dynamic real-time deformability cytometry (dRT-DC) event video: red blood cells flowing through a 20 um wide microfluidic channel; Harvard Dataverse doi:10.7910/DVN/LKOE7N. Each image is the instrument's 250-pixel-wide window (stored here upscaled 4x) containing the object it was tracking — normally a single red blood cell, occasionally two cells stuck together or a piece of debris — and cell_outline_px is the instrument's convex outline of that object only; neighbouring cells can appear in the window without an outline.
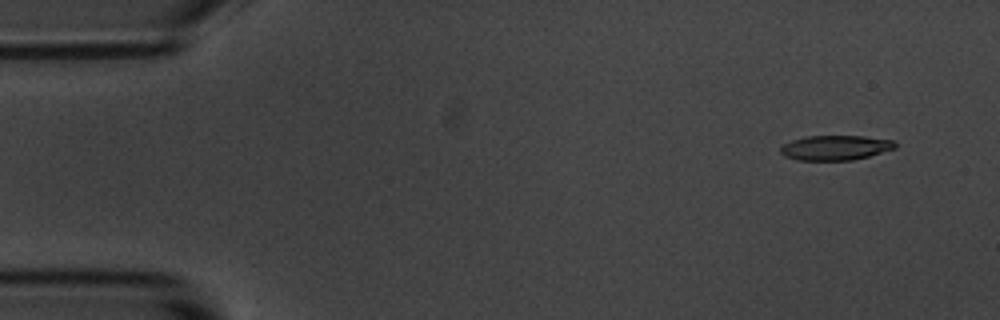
{"species": "common noctule bat (a hibernating species)", "species_latin": "Nyctalus noctula", "temperature_condition": "room temperature", "stored_images_in_passage": 6, "camera_frame_rate_fps": 3000, "um_per_image_px": 0.085, "animal": {"sex": "male", "body_mass_g": 20.1, "forearm_length_mm": 53.5}, "frame": {"image": 1, "passage_image": 1, "time_ms": 0.0, "image_size_px": [1000, 320], "cell_outline_px": [[896, 148], [868, 156], [852, 160], [796, 160], [784, 156], [780, 152], [780, 148], [784, 144], [792, 140], [804, 136], [864, 136], [892, 140], [896, 144]], "centroid_in_image_um": [70.98, 12.55], "position_along_channel_um": 14.0, "area_um2": 16.53}}
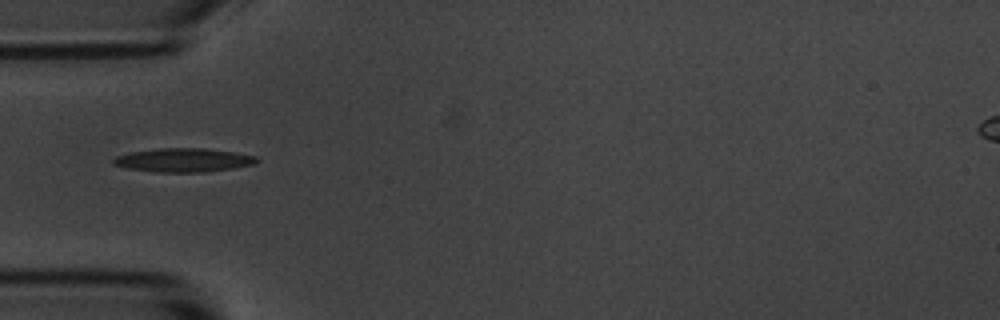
{"frame": {"image": 2, "passage_image": 4, "time_ms": 1.0, "image_size_px": [1000, 320], "cell_outline_px": [[260, 160], [252, 164], [232, 168], [204, 172], [152, 172], [128, 168], [112, 164], [112, 160], [116, 156], [132, 152], [160, 148], [204, 148], [232, 152], [256, 156]], "centroid_in_image_um": [15.57, 13.61], "position_along_channel_um": 69.4, "area_um2": 19.65}}
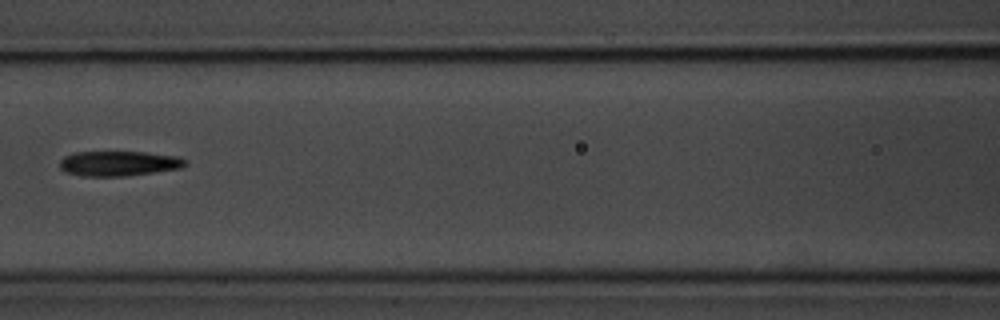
{"frame": {"image": 3, "passage_image": 6, "time_ms": 1.667, "image_size_px": [1000, 320], "cell_outline_px": [[188, 164], [180, 168], [124, 176], [84, 176], [64, 172], [60, 168], [60, 160], [64, 156], [72, 152], [144, 152], [180, 156], [188, 160]], "centroid_in_image_um": [10.1, 13.88], "position_along_channel_um": 156.5, "area_um2": 18.38}}